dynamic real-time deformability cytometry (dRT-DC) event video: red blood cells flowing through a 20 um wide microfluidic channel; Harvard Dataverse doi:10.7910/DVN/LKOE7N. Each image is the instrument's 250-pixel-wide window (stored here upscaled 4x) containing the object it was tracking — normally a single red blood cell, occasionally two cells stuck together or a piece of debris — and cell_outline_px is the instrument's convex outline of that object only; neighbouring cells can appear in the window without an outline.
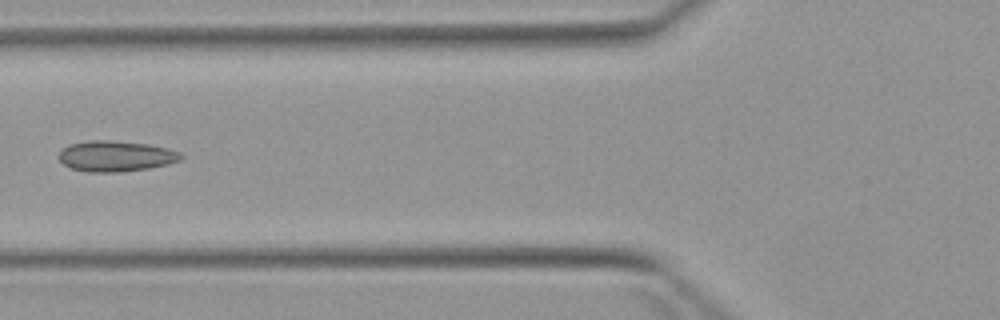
{"species": "Egyptian fruit bat (a non-hibernating species)", "species_latin": "Rousettus aegyptiacus", "temperature_condition": "warm", "stored_images_in_passage": 4, "camera_frame_rate_fps": 3000, "um_per_image_px": 0.085, "animal": {"sex": "female"}, "frame": {"image": 1, "passage_image": 4, "time_ms": 3.667, "image_size_px": [1000, 320], "cell_outline_px": [[184, 156], [180, 160], [148, 168], [120, 172], [88, 172], [68, 168], [60, 160], [60, 148], [68, 144], [88, 140], [112, 140], [148, 144], [168, 148], [180, 152]], "centroid_in_image_um": [9.8, 13.26], "position_along_channel_um": 116.0, "area_um2": 21.96}}